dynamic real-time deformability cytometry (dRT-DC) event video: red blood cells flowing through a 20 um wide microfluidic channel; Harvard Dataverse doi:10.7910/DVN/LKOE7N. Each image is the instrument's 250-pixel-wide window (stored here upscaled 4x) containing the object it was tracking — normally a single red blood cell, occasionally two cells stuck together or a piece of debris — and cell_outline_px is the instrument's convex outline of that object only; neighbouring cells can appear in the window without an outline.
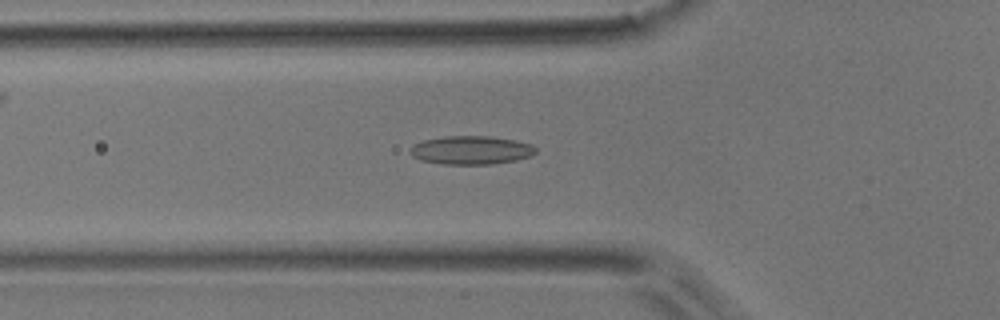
{"species": "common noctule bat (a hibernating species)", "species_latin": "Nyctalus noctula", "temperature_condition": "room temperature", "stored_images_in_passage": 52, "camera_frame_rate_fps": 3000, "um_per_image_px": 0.085, "animal": {"sex": "male", "body_mass_g": 17.9}, "frame": {"image": 1, "passage_image": 18, "time_ms": 5.667, "image_size_px": [1000, 320], "cell_outline_px": [[536, 152], [528, 156], [516, 160], [492, 164], [444, 164], [420, 160], [412, 156], [408, 152], [412, 144], [424, 140], [444, 136], [492, 136], [516, 140], [532, 144], [536, 148]], "centroid_in_image_um": [40.01, 12.75], "position_along_channel_um": 85.8, "area_um2": 20.98}}
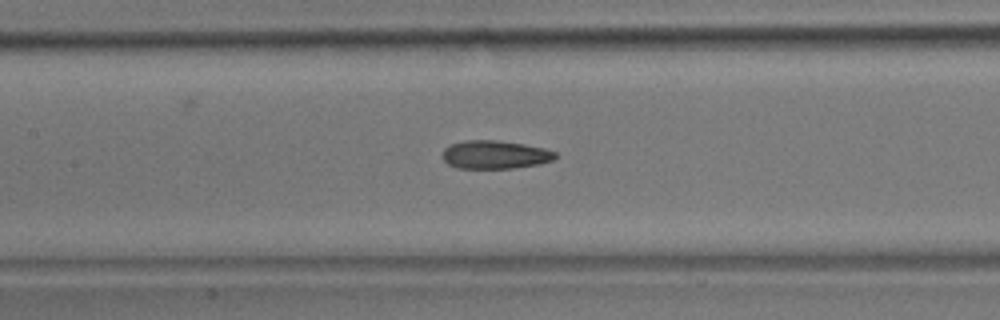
{"frame": {"image": 2, "passage_image": 24, "time_ms": 7.667, "image_size_px": [1000, 320], "cell_outline_px": [[560, 156], [552, 160], [540, 164], [512, 168], [456, 168], [448, 164], [440, 156], [444, 148], [452, 144], [464, 140], [496, 140], [524, 144], [544, 148], [556, 152]], "centroid_in_image_um": [42.07, 13.14], "position_along_channel_um": 165.3, "area_um2": 18.79}}
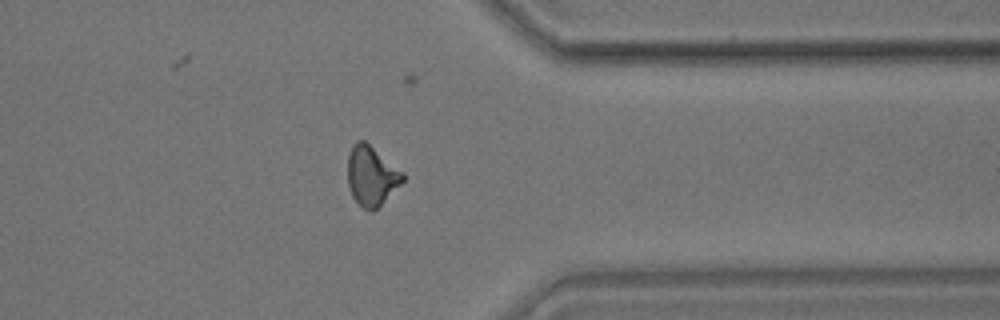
{"frame": {"image": 3, "passage_image": 41, "time_ms": 13.333, "image_size_px": [1000, 320], "cell_outline_px": [[404, 180], [372, 212], [364, 208], [352, 196], [348, 184], [348, 156], [352, 144], [356, 140], [364, 140], [404, 172]], "centroid_in_image_um": [31.56, 14.91], "position_along_channel_um": 379.8, "area_um2": 18.84}, "authors_computed_cell_mechanics": {"area_um2": 19.0162, "velocity_mm_per_s": 3.9321, "shape_relaxation_time_tau1_ms": null, "shape_relaxation_time_tau2_ms": 3.0885, "deformation_change_tau1": null, "deformation_change_tau2": 0.1176}}